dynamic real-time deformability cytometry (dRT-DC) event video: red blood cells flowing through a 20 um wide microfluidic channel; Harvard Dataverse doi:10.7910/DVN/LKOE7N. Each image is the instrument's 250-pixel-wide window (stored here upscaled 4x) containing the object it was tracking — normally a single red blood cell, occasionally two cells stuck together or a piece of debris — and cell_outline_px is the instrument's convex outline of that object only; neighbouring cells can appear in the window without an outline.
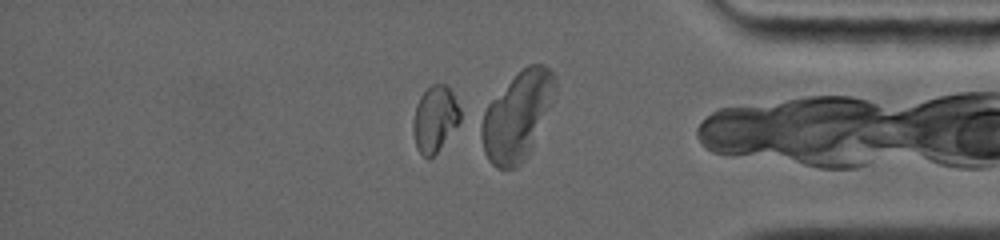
{"species": "common noctule bat (a hibernating species)", "species_latin": "Nyctalus noctula", "temperature_condition": "warm", "stored_images_in_passage": 23, "camera_frame_rate_fps": 5000, "um_per_image_px": 0.085, "animal": {"sex": "female", "body_mass_g": 19.0, "forearm_length_mm": 56.7}, "frame": {"image": 1, "passage_image": 23, "time_ms": 7.8, "image_size_px": [1000, 240], "cell_outline_px": [[460, 120], [436, 152], [428, 160], [416, 148], [412, 132], [412, 124], [416, 104], [420, 96], [432, 84], [444, 84], [452, 92], [460, 108]], "centroid_in_image_um": [36.93, 10.1], "position_along_channel_um": 398.3, "area_um2": 17.86}}